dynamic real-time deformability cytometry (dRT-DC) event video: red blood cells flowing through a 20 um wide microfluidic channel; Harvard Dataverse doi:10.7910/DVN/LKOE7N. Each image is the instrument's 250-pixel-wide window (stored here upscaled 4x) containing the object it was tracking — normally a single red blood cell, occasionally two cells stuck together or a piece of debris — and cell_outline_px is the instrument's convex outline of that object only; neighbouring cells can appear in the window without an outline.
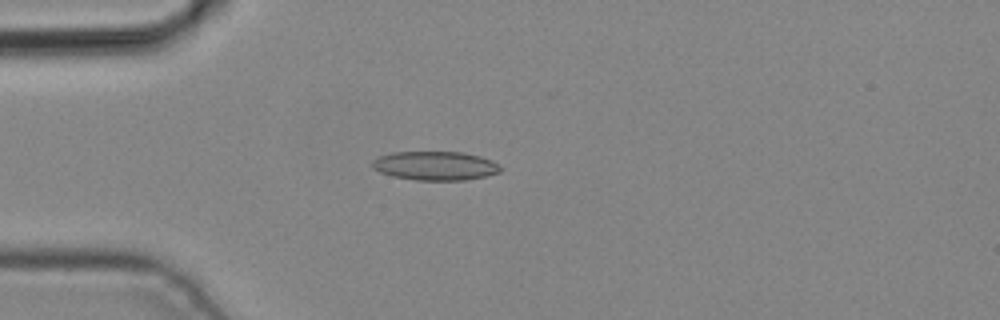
{"species": "common noctule bat (a hibernating species)", "species_latin": "Nyctalus noctula", "temperature_condition": "cold", "stored_images_in_passage": 4, "camera_frame_rate_fps": 3000, "um_per_image_px": 0.085, "animal": {"sex": "male", "body_mass_g": 19.2, "forearm_length_mm": 51.8}, "frame": {"image": 1, "passage_image": 4, "time_ms": 1.0, "image_size_px": [1000, 320], "cell_outline_px": [[504, 168], [500, 172], [484, 176], [464, 180], [416, 180], [392, 176], [380, 172], [372, 168], [372, 160], [380, 156], [392, 152], [464, 152], [480, 156], [492, 160]], "centroid_in_image_um": [37.01, 14.09], "position_along_channel_um": 48.0, "area_um2": 21.68}}